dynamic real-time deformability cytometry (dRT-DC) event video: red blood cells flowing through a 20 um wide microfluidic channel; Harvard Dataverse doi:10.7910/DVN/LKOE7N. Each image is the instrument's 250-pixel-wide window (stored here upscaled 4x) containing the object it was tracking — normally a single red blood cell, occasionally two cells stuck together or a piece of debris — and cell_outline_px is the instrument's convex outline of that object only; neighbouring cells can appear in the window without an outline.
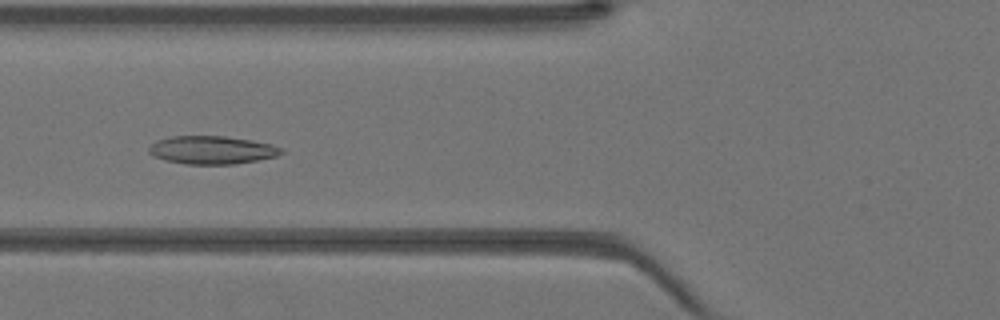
{"species": "Egyptian fruit bat (a non-hibernating species)", "species_latin": "Rousettus aegyptiacus", "temperature_condition": "warm", "stored_images_in_passage": 34, "camera_frame_rate_fps": 3000, "um_per_image_px": 0.085, "animal": {"sex": "female"}, "frame": {"image": 1, "passage_image": 8, "time_ms": 2.333, "image_size_px": [1000, 320], "cell_outline_px": [[284, 152], [276, 156], [236, 164], [184, 164], [164, 160], [152, 156], [148, 152], [148, 148], [156, 140], [172, 136], [224, 136], [252, 140], [272, 144], [284, 148]], "centroid_in_image_um": [18.0, 12.75], "position_along_channel_um": 107.8, "area_um2": 21.85}}
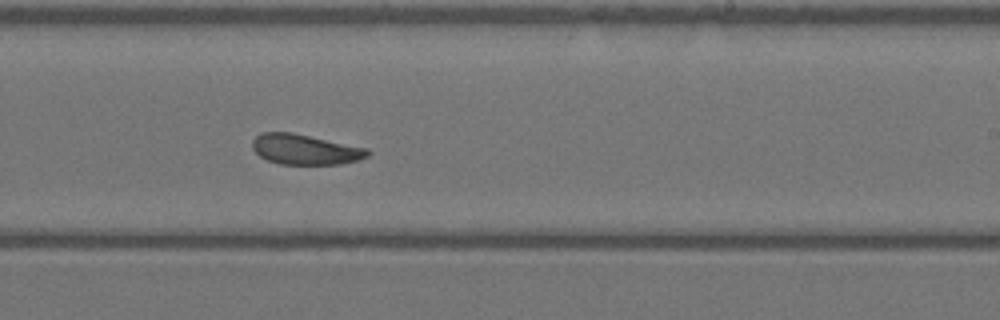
{"frame": {"image": 2, "passage_image": 18, "time_ms": 5.667, "image_size_px": [1000, 320], "cell_outline_px": [[372, 152], [368, 156], [360, 160], [340, 164], [280, 164], [268, 160], [260, 156], [252, 148], [252, 140], [260, 132], [292, 132], [368, 148]], "centroid_in_image_um": [25.96, 12.7], "position_along_channel_um": 263.0, "area_um2": 20.46}}
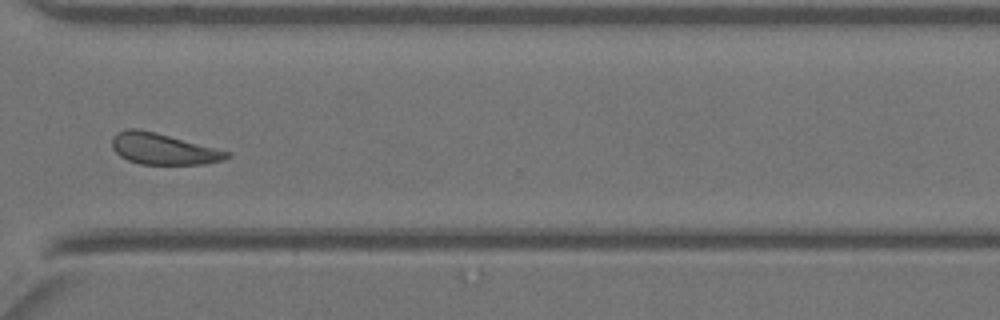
{"frame": {"image": 3, "passage_image": 24, "time_ms": 7.667, "image_size_px": [1000, 320], "cell_outline_px": [[232, 156], [224, 160], [204, 164], [140, 164], [128, 160], [120, 156], [112, 148], [112, 136], [116, 132], [128, 128], [136, 128], [156, 132], [232, 152]], "centroid_in_image_um": [13.88, 12.65], "position_along_channel_um": 356.7, "area_um2": 21.04}}